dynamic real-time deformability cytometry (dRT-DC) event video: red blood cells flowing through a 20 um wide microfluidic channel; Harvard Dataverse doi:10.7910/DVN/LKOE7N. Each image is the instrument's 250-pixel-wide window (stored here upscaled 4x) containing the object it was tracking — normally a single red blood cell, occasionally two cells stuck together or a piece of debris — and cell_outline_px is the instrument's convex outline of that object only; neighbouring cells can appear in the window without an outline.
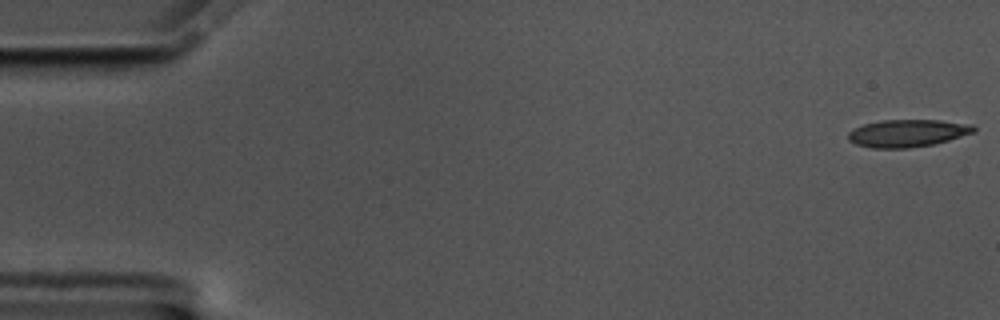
{"species": "common noctule bat (a hibernating species)", "species_latin": "Nyctalus noctula", "temperature_condition": "cold", "stored_images_in_passage": 57, "camera_frame_rate_fps": 3000, "um_per_image_px": 0.085, "animal": {"sex": "male", "body_mass_g": 17.5, "forearm_length_mm": 52.3}, "frame": {"image": 1, "passage_image": 1, "time_ms": 0.0, "image_size_px": [1000, 320], "cell_outline_px": [[976, 132], [948, 140], [932, 144], [908, 148], [872, 148], [856, 144], [848, 140], [848, 132], [864, 124], [880, 120], [940, 120], [972, 124], [976, 128]], "centroid_in_image_um": [77.15, 11.31], "position_along_channel_um": 7.9, "area_um2": 20.06}}
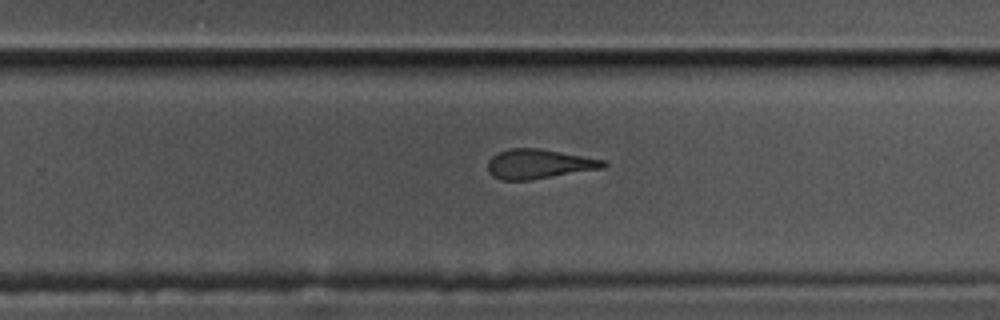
{"frame": {"image": 2, "passage_image": 36, "time_ms": 11.667, "image_size_px": [1000, 320], "cell_outline_px": [[608, 164], [604, 168], [528, 180], [500, 180], [492, 176], [488, 172], [488, 160], [492, 156], [508, 148], [540, 148], [608, 160]], "centroid_in_image_um": [45.83, 13.93], "position_along_channel_um": 284.0, "area_um2": 20.06}}
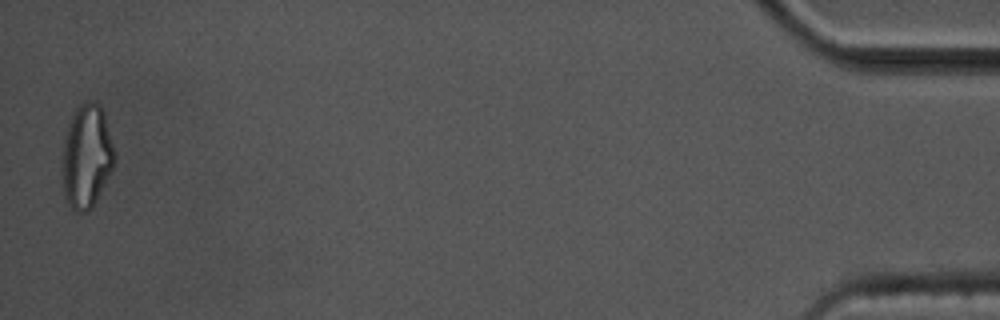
{"frame": {"image": 3, "passage_image": 56, "time_ms": 18.333, "image_size_px": [1000, 320], "cell_outline_px": [[116, 160], [92, 208], [88, 212], [80, 212], [72, 208], [68, 204], [64, 196], [64, 136], [72, 116], [76, 108], [80, 104], [88, 100], [92, 100], [100, 104], [104, 112], [116, 152]], "centroid_in_image_um": [7.4, 13.25], "position_along_channel_um": 427.8, "area_um2": 31.27}, "authors_computed_cell_mechanics": {"area_um2": 20.808, "velocity_mm_per_s": 3.5369, "shape_relaxation_time_tau1_ms": 9.1641, "shape_relaxation_time_tau2_ms": 1.9791, "deformation_change_tau1": 0.2498, "deformation_change_tau2": 0.1157}}